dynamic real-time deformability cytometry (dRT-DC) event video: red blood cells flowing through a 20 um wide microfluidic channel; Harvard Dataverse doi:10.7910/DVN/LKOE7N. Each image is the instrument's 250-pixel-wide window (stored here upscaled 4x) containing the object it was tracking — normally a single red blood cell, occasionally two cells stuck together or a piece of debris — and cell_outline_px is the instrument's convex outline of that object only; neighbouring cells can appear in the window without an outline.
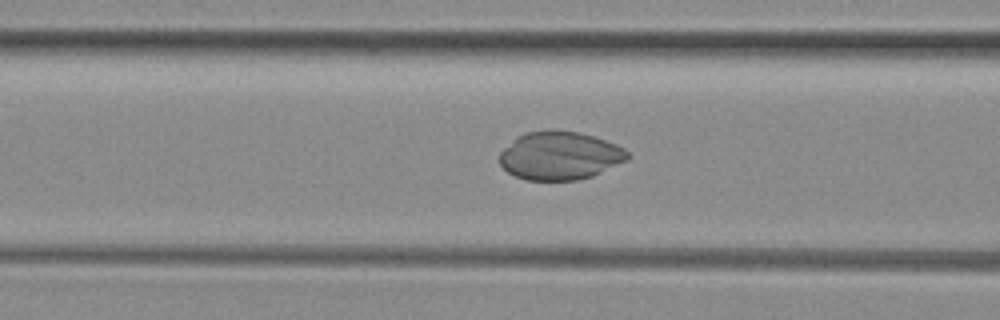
{"species": "common noctule bat (a hibernating species)", "species_latin": "Nyctalus noctula", "temperature_condition": "room temperature", "stored_images_in_passage": 41, "camera_frame_rate_fps": 3000, "um_per_image_px": 0.085, "animal": {"sex": "female", "body_mass_g": 29.2, "forearm_length_mm": 56.3}, "frame": {"image": 1, "passage_image": 19, "time_ms": 6.0, "image_size_px": [1000, 320], "cell_outline_px": [[632, 156], [628, 160], [592, 176], [576, 180], [524, 180], [508, 172], [500, 164], [500, 152], [516, 136], [524, 132], [548, 128], [552, 128], [580, 132], [616, 144], [624, 148]], "centroid_in_image_um": [47.58, 13.2], "position_along_channel_um": 119.0, "area_um2": 36.47}}
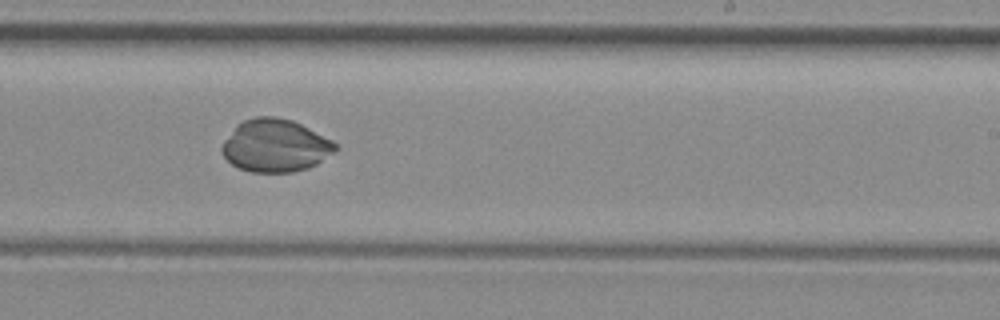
{"frame": {"image": 2, "passage_image": 30, "time_ms": 9.667, "image_size_px": [1000, 320], "cell_outline_px": [[340, 148], [336, 152], [316, 164], [308, 168], [292, 172], [252, 172], [240, 168], [232, 164], [224, 156], [220, 148], [224, 140], [236, 124], [244, 120], [256, 116], [276, 116], [292, 120], [332, 140]], "centroid_in_image_um": [23.41, 12.37], "position_along_channel_um": 265.6, "area_um2": 34.91}}
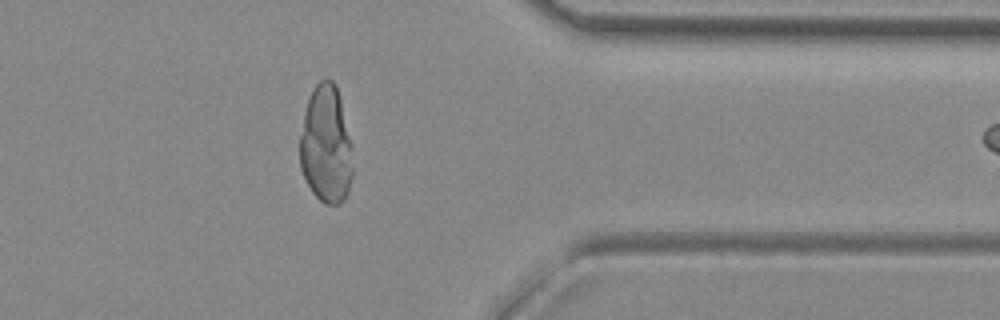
{"frame": {"image": 3, "passage_image": 40, "time_ms": 13.0, "image_size_px": [1000, 320], "cell_outline_px": [[352, 176], [348, 192], [344, 200], [340, 204], [324, 204], [312, 192], [300, 168], [300, 136], [304, 112], [312, 88], [320, 80], [328, 76], [336, 84], [352, 144]], "centroid_in_image_um": [27.72, 12.29], "position_along_channel_um": 383.7, "area_um2": 36.65}}